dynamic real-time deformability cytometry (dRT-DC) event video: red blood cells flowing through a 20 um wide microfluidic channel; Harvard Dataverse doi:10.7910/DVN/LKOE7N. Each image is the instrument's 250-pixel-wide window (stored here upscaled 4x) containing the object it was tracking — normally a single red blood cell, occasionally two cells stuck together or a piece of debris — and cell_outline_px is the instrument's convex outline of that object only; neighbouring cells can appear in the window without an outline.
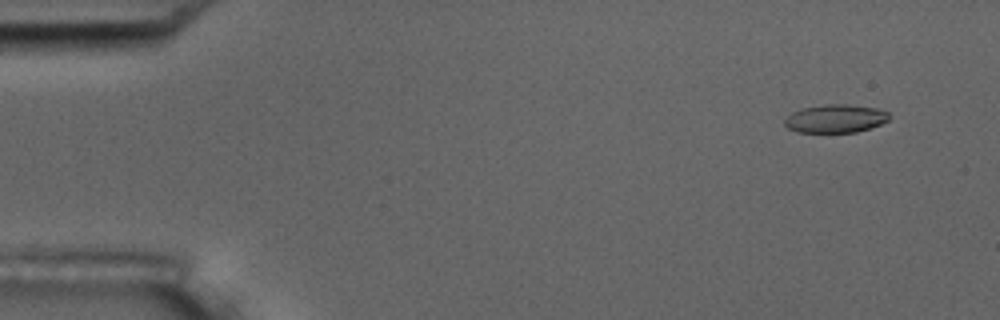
{"species": "common noctule bat (a hibernating species)", "species_latin": "Nyctalus noctula", "temperature_condition": "room temperature", "stored_images_in_passage": 9, "camera_frame_rate_fps": 3000, "um_per_image_px": 0.085, "animal": {"sex": "male", "body_mass_g": 17.5, "forearm_length_mm": 52.3}, "frame": {"image": 1, "passage_image": 1, "time_ms": 0.0, "image_size_px": [1000, 320], "cell_outline_px": [[892, 116], [888, 120], [872, 128], [856, 132], [796, 132], [788, 128], [784, 124], [784, 120], [792, 112], [800, 108], [824, 104], [848, 104], [876, 108], [888, 112]], "centroid_in_image_um": [71.02, 10.07], "position_along_channel_um": 14.0, "area_um2": 17.4}}
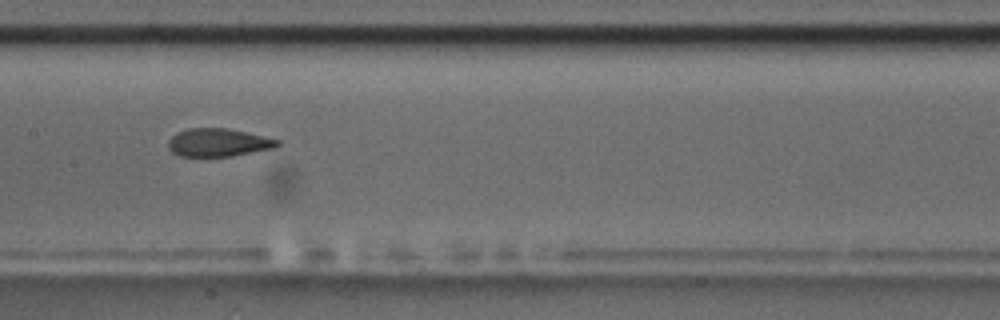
{"frame": {"image": 2, "passage_image": 8, "time_ms": 8.0, "image_size_px": [1000, 320], "cell_outline_px": [[280, 144], [276, 148], [232, 156], [180, 156], [172, 152], [168, 148], [168, 140], [176, 132], [188, 128], [228, 128], [280, 140]], "centroid_in_image_um": [18.55, 12.11], "position_along_channel_um": 188.8, "area_um2": 17.92}}
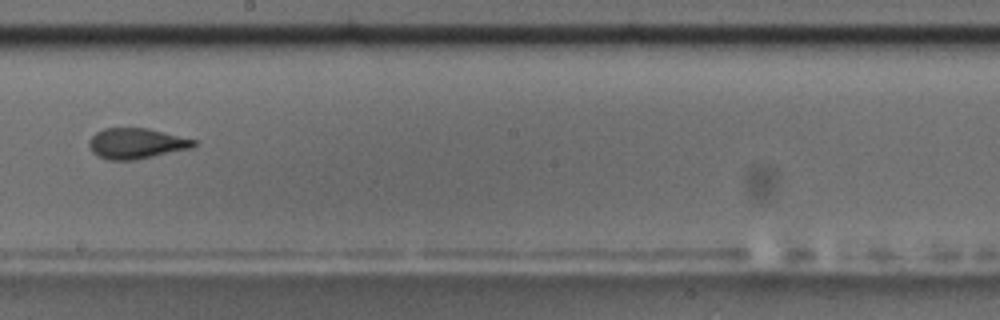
{"frame": {"image": 3, "passage_image": 9, "time_ms": 9.333, "image_size_px": [1000, 320], "cell_outline_px": [[196, 144], [192, 148], [136, 160], [108, 160], [96, 156], [88, 148], [88, 140], [96, 132], [104, 128], [148, 128], [196, 140]], "centroid_in_image_um": [11.54, 12.2], "position_along_channel_um": 236.7, "area_um2": 18.84}}